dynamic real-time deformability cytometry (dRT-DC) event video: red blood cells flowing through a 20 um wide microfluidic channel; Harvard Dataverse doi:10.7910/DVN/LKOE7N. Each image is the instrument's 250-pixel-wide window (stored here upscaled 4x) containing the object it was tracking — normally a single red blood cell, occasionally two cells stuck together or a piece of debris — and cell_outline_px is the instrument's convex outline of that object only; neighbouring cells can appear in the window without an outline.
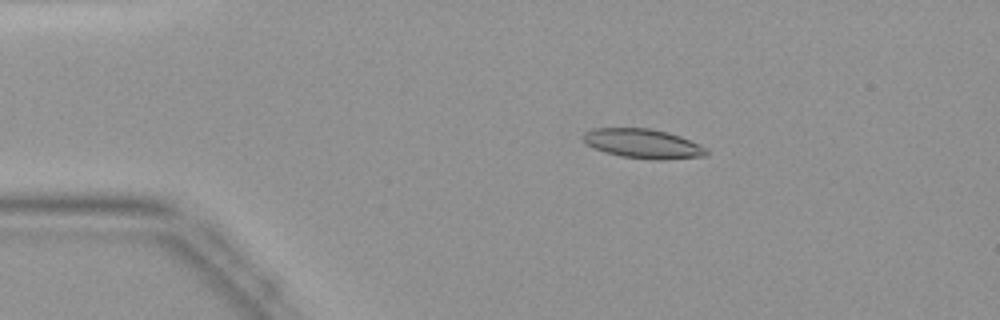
{"species": "common noctule bat (a hibernating species)", "species_latin": "Nyctalus noctula", "temperature_condition": "warm", "stored_images_in_passage": 44, "camera_frame_rate_fps": 3000, "um_per_image_px": 0.085, "animal": {"sex": "female", "body_mass_g": 19.9}, "frame": {"image": 1, "passage_image": 8, "time_ms": 2.333, "image_size_px": [1000, 320], "cell_outline_px": [[708, 152], [704, 156], [664, 160], [656, 160], [620, 156], [604, 152], [588, 144], [580, 136], [584, 132], [592, 128], [652, 128], [668, 132], [680, 136], [700, 144], [708, 148]], "centroid_in_image_um": [54.67, 12.2], "position_along_channel_um": 30.3, "area_um2": 21.27}}
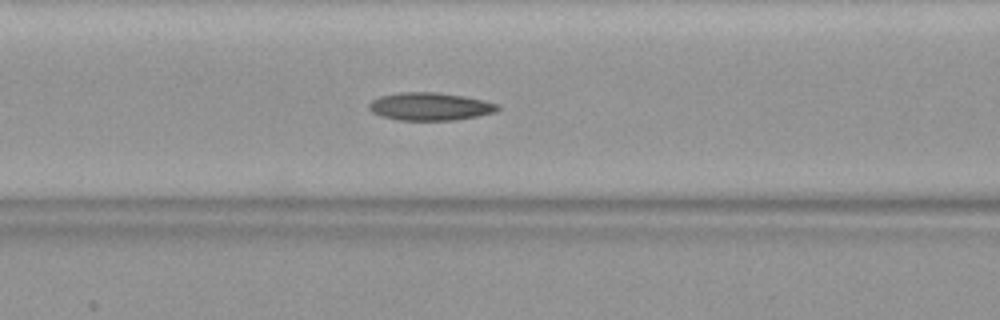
{"frame": {"image": 2, "passage_image": 18, "time_ms": 5.667, "image_size_px": [1000, 320], "cell_outline_px": [[500, 108], [496, 112], [456, 120], [400, 120], [380, 116], [372, 112], [368, 108], [368, 104], [372, 100], [380, 96], [400, 92], [436, 92], [464, 96], [484, 100], [500, 104]], "centroid_in_image_um": [36.56, 9.05], "position_along_channel_um": 130.0, "area_um2": 20.98}}
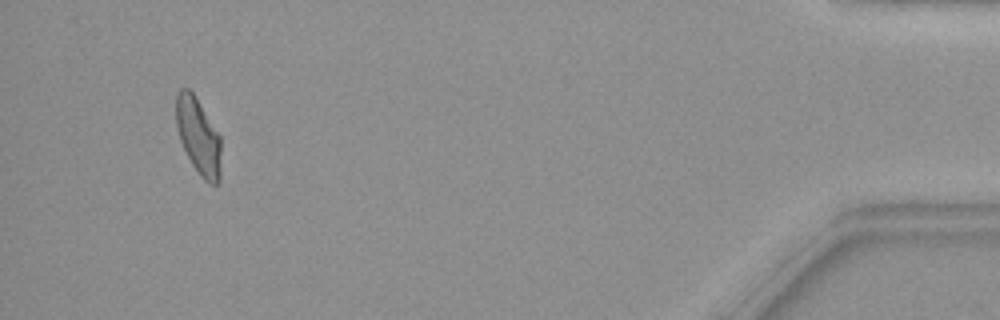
{"frame": {"image": 3, "passage_image": 42, "time_ms": 13.667, "image_size_px": [1000, 320], "cell_outline_px": [[220, 180], [216, 184], [208, 184], [200, 176], [192, 164], [180, 140], [176, 124], [176, 96], [180, 88], [188, 88], [192, 92], [220, 136]], "centroid_in_image_um": [16.85, 11.6], "position_along_channel_um": 418.3, "area_um2": 19.71}}